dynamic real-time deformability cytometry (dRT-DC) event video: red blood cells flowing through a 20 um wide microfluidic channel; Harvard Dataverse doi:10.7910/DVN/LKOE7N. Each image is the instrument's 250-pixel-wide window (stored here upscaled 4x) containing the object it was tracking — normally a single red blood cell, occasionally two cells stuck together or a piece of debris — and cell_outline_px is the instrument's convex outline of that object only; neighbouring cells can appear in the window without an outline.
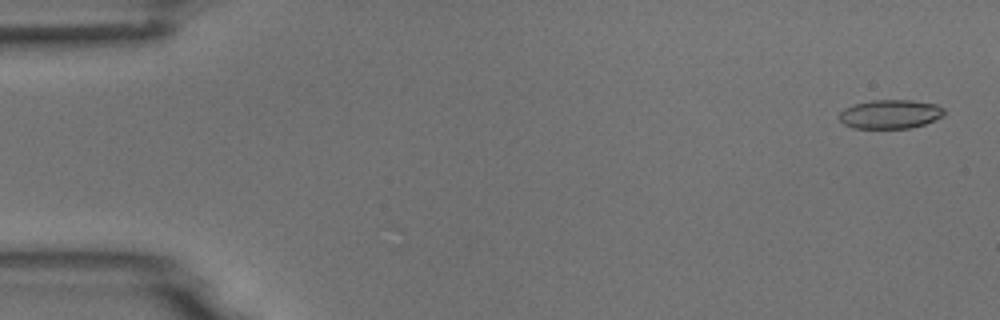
{"species": "common noctule bat (a hibernating species)", "species_latin": "Nyctalus noctula", "temperature_condition": "room temperature", "stored_images_in_passage": 4, "camera_frame_rate_fps": 3000, "um_per_image_px": 0.085, "animal": {"sex": "male", "body_mass_g": 18.8}, "frame": {"image": 1, "passage_image": 1, "time_ms": 0.0, "image_size_px": [1000, 320], "cell_outline_px": [[944, 116], [924, 124], [908, 128], [852, 128], [844, 124], [840, 120], [840, 112], [844, 108], [856, 104], [872, 100], [912, 100], [936, 104], [944, 108]], "centroid_in_image_um": [75.68, 9.7], "position_along_channel_um": 9.3, "area_um2": 17.63}}
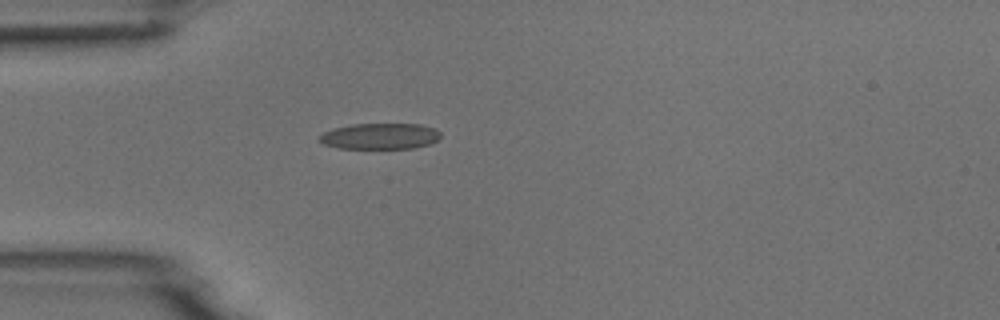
{"frame": {"image": 2, "passage_image": 4, "time_ms": 4.333, "image_size_px": [1000, 320], "cell_outline_px": [[440, 136], [432, 144], [416, 148], [336, 148], [324, 144], [316, 136], [324, 132], [336, 128], [352, 124], [420, 124], [436, 128], [440, 132]], "centroid_in_image_um": [32.32, 11.58], "position_along_channel_um": 52.7, "area_um2": 18.44}}